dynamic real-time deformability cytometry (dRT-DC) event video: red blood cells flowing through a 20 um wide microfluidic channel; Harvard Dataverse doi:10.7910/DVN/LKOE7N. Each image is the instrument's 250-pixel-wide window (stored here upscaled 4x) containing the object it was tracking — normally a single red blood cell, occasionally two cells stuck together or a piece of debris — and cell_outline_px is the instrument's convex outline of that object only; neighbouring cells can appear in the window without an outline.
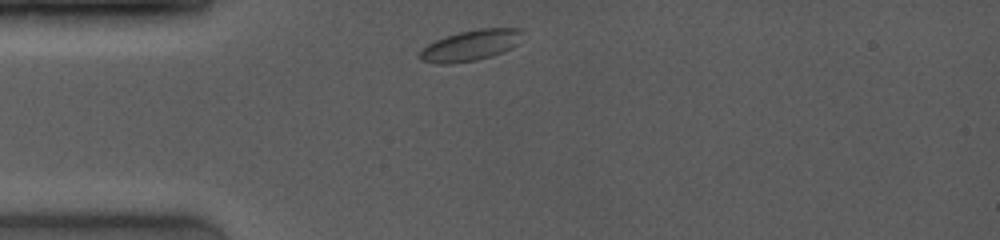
{"species": "common noctule bat (a hibernating species)", "species_latin": "Nyctalus noctula", "temperature_condition": "room temperature", "stored_images_in_passage": 10, "camera_frame_rate_fps": 4000, "um_per_image_px": 0.085, "animal": {"sex": "female", "body_mass_g": 19.0, "forearm_length_mm": 53.3}, "frame": {"image": 1, "passage_image": 1, "time_ms": 0.0, "image_size_px": [1000, 240], "cell_outline_px": [[524, 32], [520, 44], [512, 48], [476, 60], [452, 64], [440, 64], [420, 60], [420, 48], [436, 40], [460, 32], [480, 28], [524, 28]], "centroid_in_image_um": [40.05, 3.85], "position_along_channel_um": 45.0, "area_um2": 18.5}}
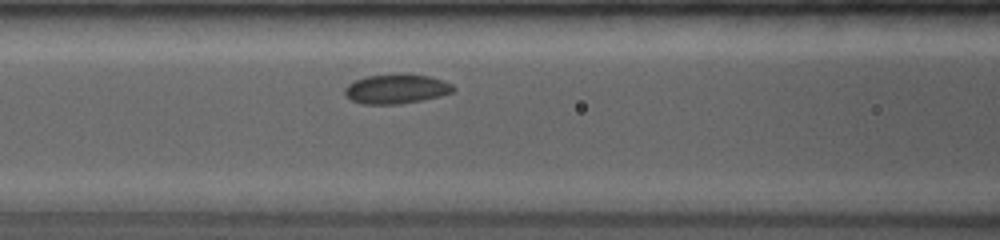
{"frame": {"image": 2, "passage_image": 5, "time_ms": 2.75, "image_size_px": [1000, 240], "cell_outline_px": [[456, 88], [452, 92], [440, 96], [420, 100], [396, 104], [360, 104], [352, 100], [344, 92], [344, 88], [348, 84], [356, 80], [368, 76], [428, 76], [452, 84]], "centroid_in_image_um": [33.66, 7.6], "position_along_channel_um": 132.9, "area_um2": 17.8}}
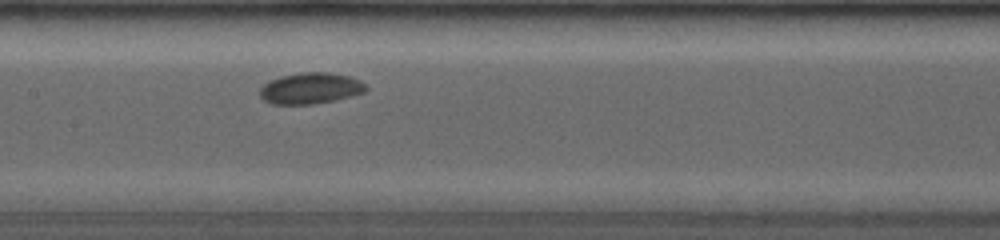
{"frame": {"image": 3, "passage_image": 7, "time_ms": 4.0, "image_size_px": [1000, 240], "cell_outline_px": [[368, 88], [364, 92], [352, 96], [312, 104], [272, 104], [264, 100], [260, 96], [260, 88], [268, 80], [280, 76], [300, 72], [328, 72], [348, 76], [360, 80]], "centroid_in_image_um": [26.37, 7.49], "position_along_channel_um": 181.0, "area_um2": 19.25}}